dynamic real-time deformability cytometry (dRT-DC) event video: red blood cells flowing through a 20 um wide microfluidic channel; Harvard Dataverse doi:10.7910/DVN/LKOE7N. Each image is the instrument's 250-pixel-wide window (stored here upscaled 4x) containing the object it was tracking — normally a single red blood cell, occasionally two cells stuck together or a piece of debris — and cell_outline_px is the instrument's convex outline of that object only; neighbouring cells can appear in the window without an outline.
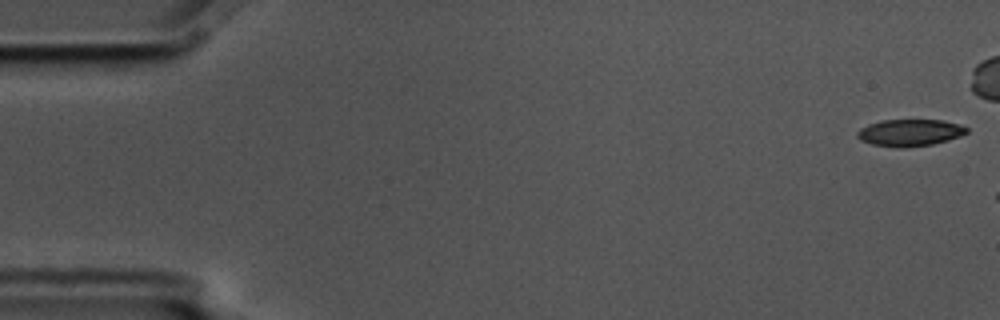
{"species": "common noctule bat (a hibernating species)", "species_latin": "Nyctalus noctula", "temperature_condition": "cold", "stored_images_in_passage": 3, "camera_frame_rate_fps": 3000, "um_per_image_px": 0.085, "animal": {"sex": "male", "body_mass_g": 17.5, "forearm_length_mm": 52.3}, "frame": {"image": 1, "passage_image": 1, "time_ms": 0.0, "image_size_px": [1000, 320], "cell_outline_px": [[968, 132], [960, 136], [948, 140], [932, 144], [900, 148], [872, 144], [860, 140], [856, 136], [856, 132], [860, 128], [868, 124], [880, 120], [944, 120], [960, 124], [968, 128]], "centroid_in_image_um": [77.32, 11.27], "position_along_channel_um": 7.7, "area_um2": 17.22}}